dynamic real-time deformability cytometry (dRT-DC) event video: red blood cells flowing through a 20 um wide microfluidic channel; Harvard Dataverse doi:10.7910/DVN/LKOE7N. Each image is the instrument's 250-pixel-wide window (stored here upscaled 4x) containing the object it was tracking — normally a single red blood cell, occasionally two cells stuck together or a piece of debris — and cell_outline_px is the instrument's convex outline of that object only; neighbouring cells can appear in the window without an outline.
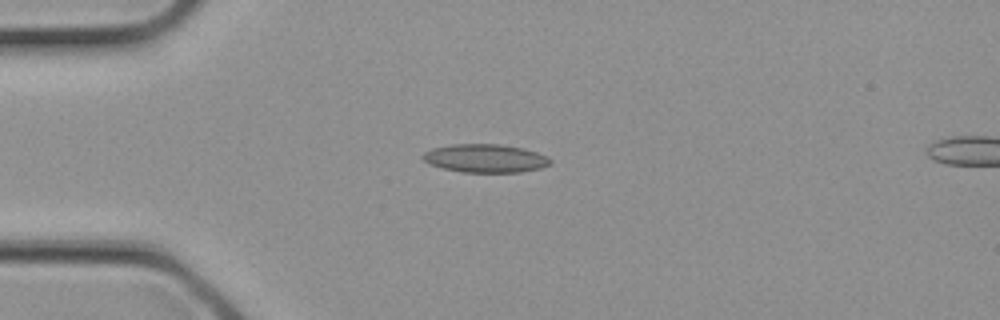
{"species": "common noctule bat (a hibernating species)", "species_latin": "Nyctalus noctula", "temperature_condition": "cold", "stored_images_in_passage": 4, "camera_frame_rate_fps": 3000, "um_per_image_px": 0.085, "animal": {"sex": "female", "body_mass_g": 21.9}, "frame": {"image": 1, "passage_image": 3, "time_ms": 0.667, "image_size_px": [1000, 320], "cell_outline_px": [[552, 164], [540, 168], [520, 172], [464, 172], [444, 168], [428, 164], [420, 156], [424, 152], [432, 148], [452, 144], [500, 144], [524, 148], [548, 156], [552, 160]], "centroid_in_image_um": [41.26, 13.45], "position_along_channel_um": 43.7, "area_um2": 21.15}}